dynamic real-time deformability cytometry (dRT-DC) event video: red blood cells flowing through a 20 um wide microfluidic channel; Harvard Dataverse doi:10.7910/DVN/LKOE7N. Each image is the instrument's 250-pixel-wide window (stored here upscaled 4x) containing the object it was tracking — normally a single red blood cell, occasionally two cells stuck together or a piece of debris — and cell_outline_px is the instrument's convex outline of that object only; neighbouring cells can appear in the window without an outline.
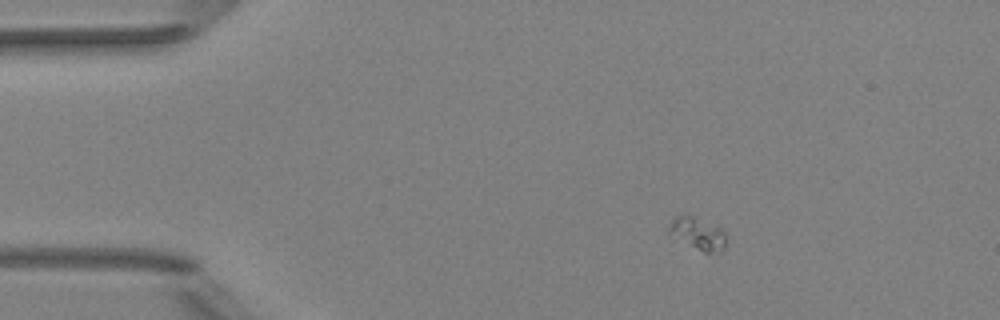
{"species": "Egyptian fruit bat (a non-hibernating species)", "species_latin": "Rousettus aegyptiacus", "temperature_condition": "room temperature", "stored_images_in_passage": 44, "camera_frame_rate_fps": 3000, "um_per_image_px": 0.085, "animal": {"sex": "female"}, "frame": {"image": 1, "passage_image": 1, "time_ms": 0.0, "image_size_px": [1000, 320], "cell_outline_px": [[724, 248], [720, 252], [704, 252], [668, 232], [668, 224], [676, 216], [688, 212], [724, 228]], "centroid_in_image_um": [59.32, 19.76], "position_along_channel_um": 25.7, "area_um2": 10.81}}
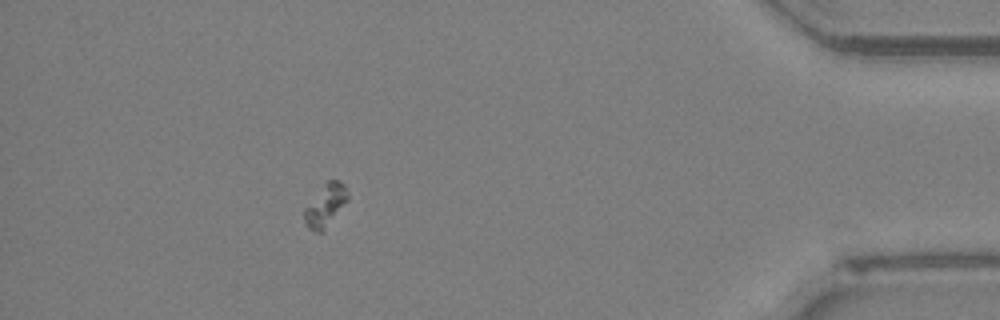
{"frame": {"image": 2, "passage_image": 39, "time_ms": 12.667, "image_size_px": [1000, 320], "cell_outline_px": [[348, 200], [324, 232], [316, 232], [308, 228], [304, 224], [304, 208], [324, 180], [340, 180], [344, 184], [348, 196]], "centroid_in_image_um": [27.64, 17.45], "position_along_channel_um": 407.6, "area_um2": 11.1}}